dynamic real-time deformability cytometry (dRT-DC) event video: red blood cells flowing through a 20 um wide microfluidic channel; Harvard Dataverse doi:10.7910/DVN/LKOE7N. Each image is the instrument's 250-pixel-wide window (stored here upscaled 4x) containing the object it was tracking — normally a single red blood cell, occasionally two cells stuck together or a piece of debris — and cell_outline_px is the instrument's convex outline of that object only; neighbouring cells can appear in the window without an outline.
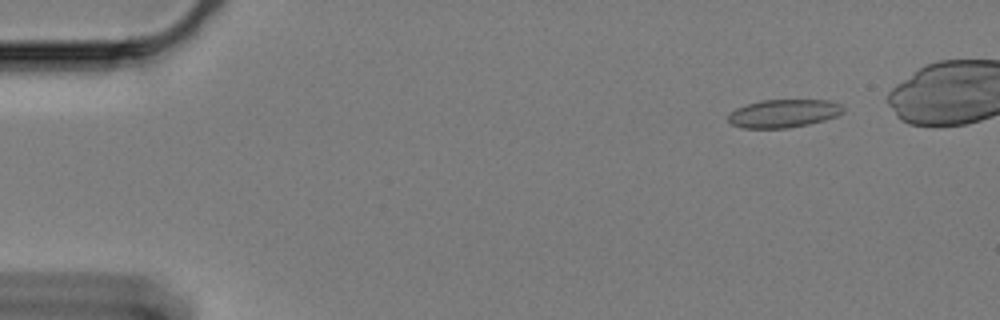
{"species": "Egyptian fruit bat (a non-hibernating species)", "species_latin": "Rousettus aegyptiacus", "temperature_condition": "cold", "stored_images_in_passage": 48, "camera_frame_rate_fps": 3000, "um_per_image_px": 0.085, "animal": {"sex": "female"}, "frame": {"image": 1, "passage_image": 1, "time_ms": 0.0, "image_size_px": [1000, 320], "cell_outline_px": [[844, 112], [836, 116], [824, 120], [808, 124], [788, 128], [744, 128], [732, 124], [728, 120], [728, 116], [736, 108], [760, 100], [828, 100], [840, 104], [844, 108]], "centroid_in_image_um": [66.62, 9.64], "position_along_channel_um": 18.4, "area_um2": 18.73}}
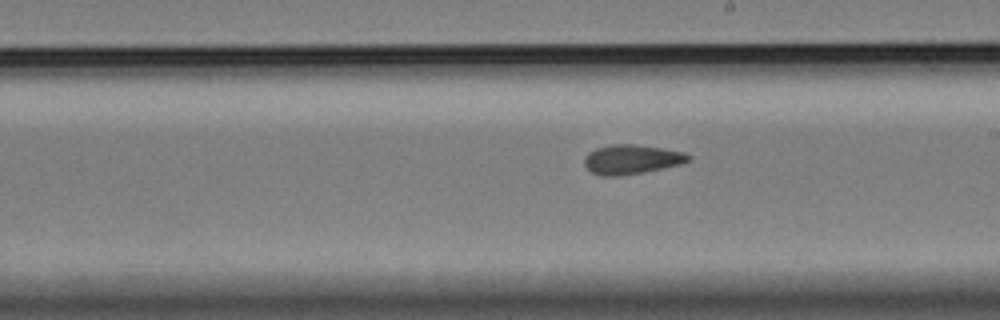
{"frame": {"image": 2, "passage_image": 29, "time_ms": 9.333, "image_size_px": [1000, 320], "cell_outline_px": [[692, 160], [680, 164], [644, 172], [620, 176], [600, 176], [592, 172], [584, 164], [584, 156], [588, 152], [596, 148], [612, 144], [636, 144], [684, 152], [692, 156]], "centroid_in_image_um": [53.68, 13.55], "position_along_channel_um": 235.3, "area_um2": 17.92}}
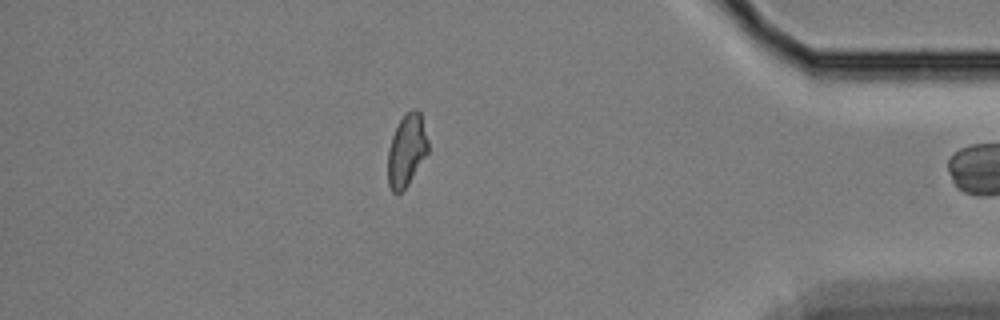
{"frame": {"image": 3, "passage_image": 47, "time_ms": 15.333, "image_size_px": [1000, 320], "cell_outline_px": [[428, 152], [408, 184], [396, 196], [392, 192], [388, 184], [388, 152], [392, 136], [400, 120], [412, 108], [416, 108], [420, 112], [428, 140]], "centroid_in_image_um": [34.56, 12.8], "position_along_channel_um": 400.6, "area_um2": 16.76}}